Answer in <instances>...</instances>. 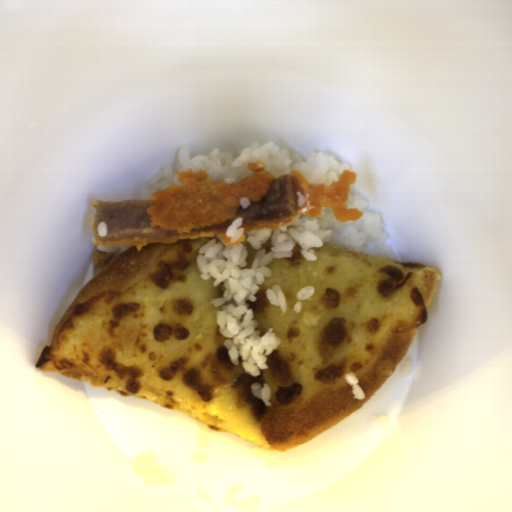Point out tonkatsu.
Wrapping results in <instances>:
<instances>
[{"label":"tonkatsu","mask_w":512,"mask_h":512,"mask_svg":"<svg viewBox=\"0 0 512 512\" xmlns=\"http://www.w3.org/2000/svg\"><path fill=\"white\" fill-rule=\"evenodd\" d=\"M252 173L237 183L212 181L206 170H181L176 180L181 185H170L154 191L149 199L124 201L95 200L96 213L92 220V241L102 247L133 245L136 251L148 244L176 243L179 240L212 238L221 235L226 245H239L249 231L275 229L293 223L298 215L322 217V208L331 206L336 222L362 218L358 208H347L351 185L357 174L344 169L338 180L313 184L300 170H292L278 177L266 170L263 161L247 165ZM306 197L298 205L296 192ZM242 197L250 200L243 209ZM243 218L244 234L231 242L225 231L232 221ZM107 222L108 234L100 237L99 222Z\"/></svg>","instance_id":"1"}]
</instances>
